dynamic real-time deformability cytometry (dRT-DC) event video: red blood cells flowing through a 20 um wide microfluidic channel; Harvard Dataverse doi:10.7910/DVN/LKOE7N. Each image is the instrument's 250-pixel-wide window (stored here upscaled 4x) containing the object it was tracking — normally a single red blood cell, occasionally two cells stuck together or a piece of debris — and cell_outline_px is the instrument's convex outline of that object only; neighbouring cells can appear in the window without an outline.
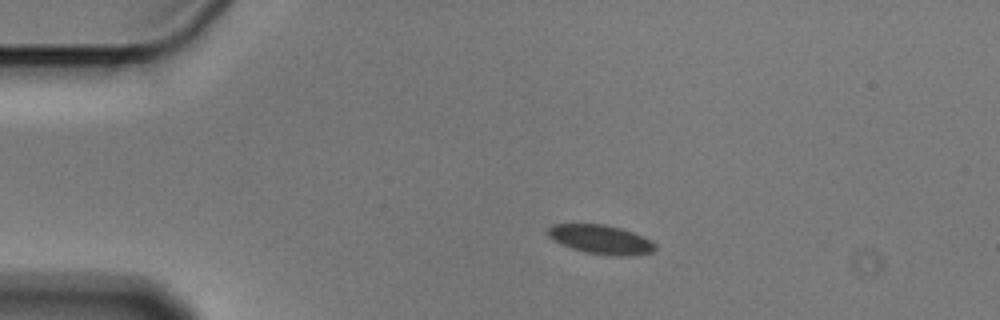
{"species": "Egyptian fruit bat (a non-hibernating species)", "species_latin": "Rousettus aegyptiacus", "temperature_condition": "cold", "stored_images_in_passage": 3, "camera_frame_rate_fps": 3000, "um_per_image_px": 0.085, "animal": {"sex": "male"}, "frame": {"image": 1, "passage_image": 1, "time_ms": 0.0, "image_size_px": [1000, 320], "cell_outline_px": [[656, 248], [652, 252], [632, 256], [616, 256], [584, 252], [560, 244], [552, 240], [544, 232], [552, 224], [604, 224], [620, 228], [632, 232], [656, 244]], "centroid_in_image_um": [51.01, 20.36], "position_along_channel_um": 34.0, "area_um2": 18.21}}
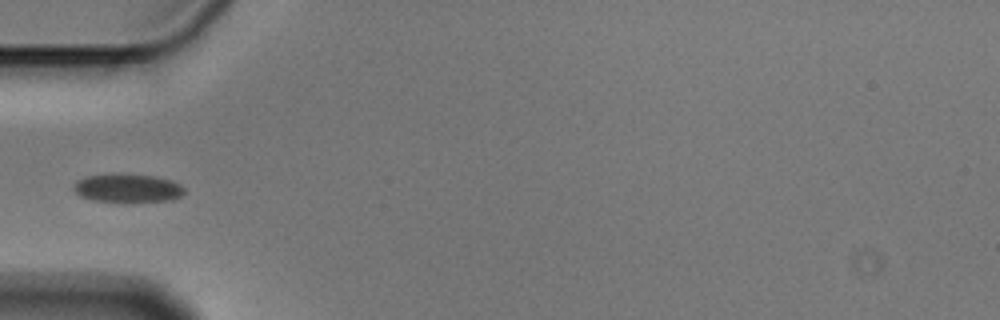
{"frame": {"image": 2, "passage_image": 3, "time_ms": 0.667, "image_size_px": [1000, 320], "cell_outline_px": [[184, 192], [180, 196], [172, 200], [132, 204], [92, 200], [80, 196], [72, 188], [72, 184], [76, 180], [88, 176], [116, 172], [156, 176], [172, 180], [180, 184], [184, 188]], "centroid_in_image_um": [10.84, 16.0], "position_along_channel_um": 74.2, "area_um2": 19.42}}